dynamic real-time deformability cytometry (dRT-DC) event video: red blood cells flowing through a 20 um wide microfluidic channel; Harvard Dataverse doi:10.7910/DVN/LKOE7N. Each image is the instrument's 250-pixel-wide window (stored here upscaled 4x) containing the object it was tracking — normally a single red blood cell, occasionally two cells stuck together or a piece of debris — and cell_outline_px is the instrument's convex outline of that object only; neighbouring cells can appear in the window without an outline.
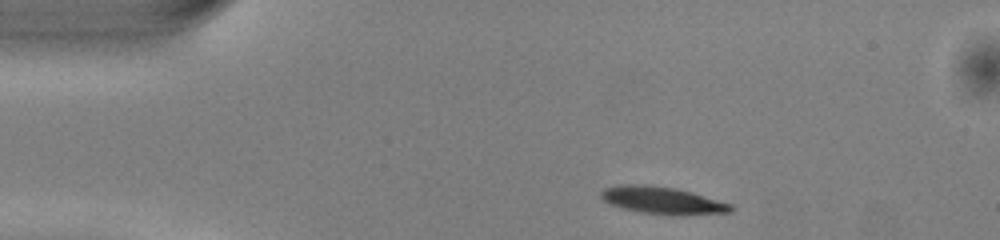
{"species": "common noctule bat (a hibernating species)", "species_latin": "Nyctalus noctula", "temperature_condition": "warm", "stored_images_in_passage": 43, "camera_frame_rate_fps": 3000, "um_per_image_px": 0.085, "animal": {"sex": "male", "body_mass_g": 13.0, "forearm_length_mm": 53.1}, "frame": {"image": 1, "passage_image": 1, "time_ms": 0.0, "image_size_px": [1000, 240], "cell_outline_px": [[736, 208], [732, 212], [684, 216], [672, 216], [640, 212], [624, 208], [612, 204], [604, 200], [600, 196], [600, 192], [604, 188], [620, 184], [648, 184], [676, 188], [692, 192], [732, 204]], "centroid_in_image_um": [56.37, 17.04], "position_along_channel_um": 28.6, "area_um2": 21.04}}
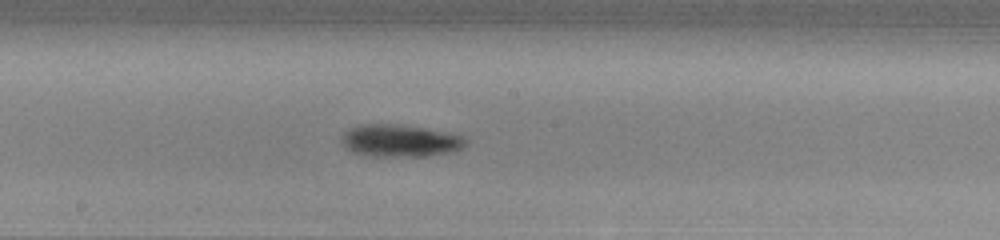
{"frame": {"image": 2, "passage_image": 19, "time_ms": 6.0, "image_size_px": [1000, 240], "cell_outline_px": [[468, 144], [464, 148], [456, 152], [428, 156], [372, 156], [352, 152], [344, 148], [340, 140], [340, 136], [348, 128], [356, 124], [400, 124], [424, 128], [444, 132], [460, 136], [468, 140]], "centroid_in_image_um": [33.97, 11.96], "position_along_channel_um": 214.2, "area_um2": 23.81}}
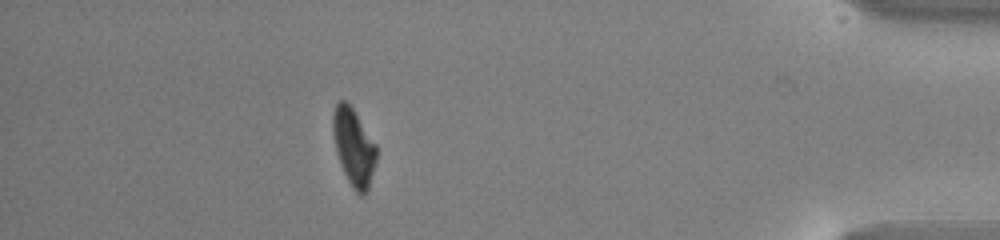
{"frame": {"image": 3, "passage_image": 37, "time_ms": 12.0, "image_size_px": [1000, 240], "cell_outline_px": [[376, 160], [368, 188], [360, 196], [352, 188], [340, 164], [336, 152], [332, 132], [332, 116], [336, 104], [340, 100], [344, 100], [352, 108], [376, 144]], "centroid_in_image_um": [30.04, 12.49], "position_along_channel_um": 405.2, "area_um2": 19.31}, "authors_computed_cell_mechanics": {"area_um2": 21.1548, "velocity_mm_per_s": 4.0524, "shape_relaxation_time_tau1_ms": 2.5379, "shape_relaxation_time_tau2_ms": 10.0635, "deformation_change_tau1": 0.1276, "deformation_change_tau2": 0.2026}}